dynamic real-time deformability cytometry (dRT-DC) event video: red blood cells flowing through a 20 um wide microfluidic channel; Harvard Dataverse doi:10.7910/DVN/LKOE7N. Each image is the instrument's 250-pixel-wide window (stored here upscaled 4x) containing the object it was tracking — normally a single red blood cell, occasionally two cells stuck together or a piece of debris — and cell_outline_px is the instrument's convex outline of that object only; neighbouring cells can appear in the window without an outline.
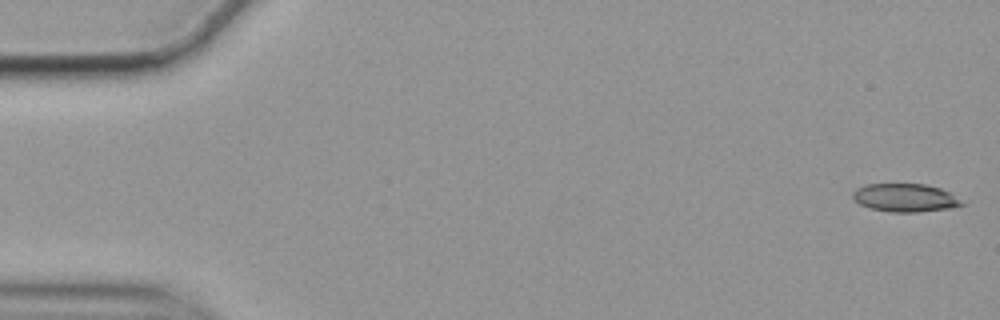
{"species": "common noctule bat (a hibernating species)", "species_latin": "Nyctalus noctula", "temperature_condition": "cold", "stored_images_in_passage": 54, "camera_frame_rate_fps": 3000, "um_per_image_px": 0.085, "animal": {"sex": "female", "body_mass_g": 19.9}, "frame": {"image": 1, "passage_image": 1, "time_ms": 0.0, "image_size_px": [1000, 320], "cell_outline_px": [[964, 204], [948, 208], [916, 212], [892, 212], [868, 208], [860, 204], [852, 196], [852, 192], [856, 188], [868, 184], [924, 184], [940, 188], [948, 192]], "centroid_in_image_um": [76.86, 16.8], "position_along_channel_um": 8.1, "area_um2": 17.57}}
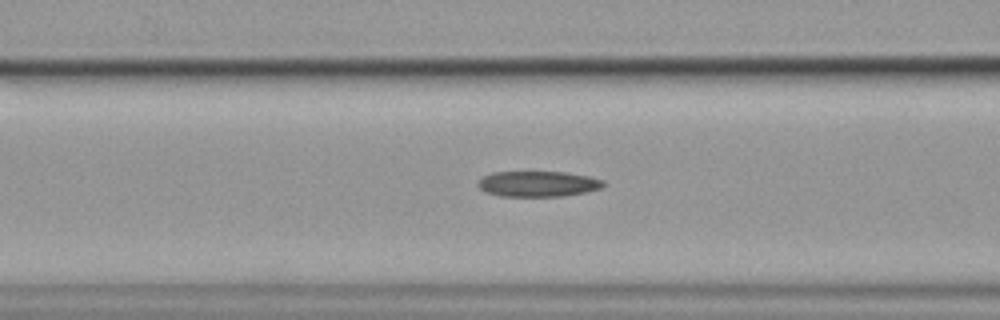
{"frame": {"image": 2, "passage_image": 22, "time_ms": 7.0, "image_size_px": [1000, 320], "cell_outline_px": [[604, 184], [600, 188], [584, 192], [564, 196], [500, 196], [484, 192], [476, 184], [484, 176], [492, 172], [564, 172], [588, 176], [604, 180]], "centroid_in_image_um": [45.7, 15.63], "position_along_channel_um": 120.9, "area_um2": 18.61}}
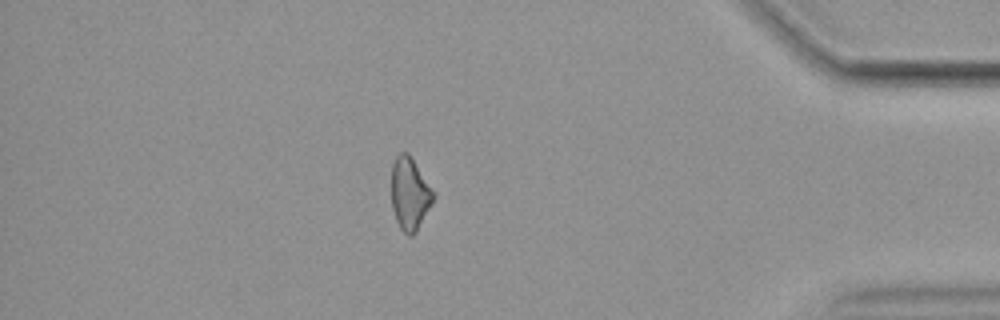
{"frame": {"image": 3, "passage_image": 49, "time_ms": 16.0, "image_size_px": [1000, 320], "cell_outline_px": [[436, 196], [416, 232], [412, 236], [408, 236], [400, 228], [396, 220], [392, 208], [392, 164], [396, 156], [400, 152], [408, 152]], "centroid_in_image_um": [34.82, 16.48], "position_along_channel_um": 400.4, "area_um2": 17.51}}